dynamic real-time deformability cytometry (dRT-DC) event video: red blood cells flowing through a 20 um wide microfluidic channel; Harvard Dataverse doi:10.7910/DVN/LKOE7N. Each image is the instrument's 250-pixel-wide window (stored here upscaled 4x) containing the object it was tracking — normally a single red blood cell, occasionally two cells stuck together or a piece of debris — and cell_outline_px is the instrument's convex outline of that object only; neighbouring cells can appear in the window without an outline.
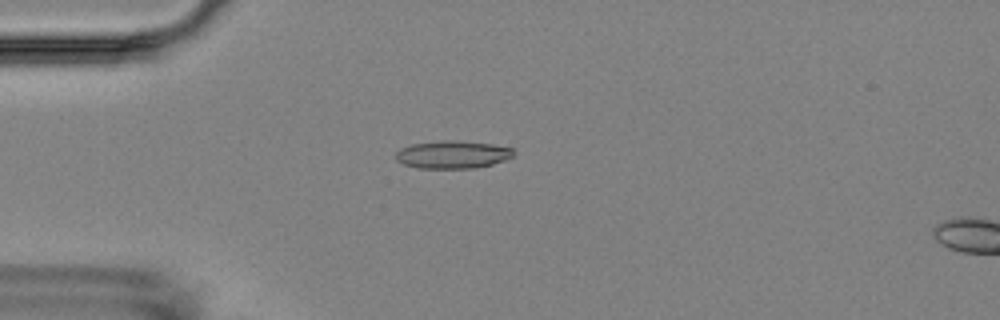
{"species": "Egyptian fruit bat (a non-hibernating species)", "species_latin": "Rousettus aegyptiacus", "temperature_condition": "room temperature", "stored_images_in_passage": 3, "camera_frame_rate_fps": 3000, "um_per_image_px": 0.085, "animal": {"sex": "female"}, "frame": {"image": 1, "passage_image": 2, "time_ms": 1.333, "image_size_px": [1000, 320], "cell_outline_px": [[516, 152], [512, 156], [504, 160], [492, 164], [472, 168], [416, 168], [404, 164], [396, 160], [396, 152], [400, 148], [412, 144], [440, 140], [460, 140], [492, 144], [512, 148]], "centroid_in_image_um": [38.45, 13.13], "position_along_channel_um": 46.5, "area_um2": 19.13}}